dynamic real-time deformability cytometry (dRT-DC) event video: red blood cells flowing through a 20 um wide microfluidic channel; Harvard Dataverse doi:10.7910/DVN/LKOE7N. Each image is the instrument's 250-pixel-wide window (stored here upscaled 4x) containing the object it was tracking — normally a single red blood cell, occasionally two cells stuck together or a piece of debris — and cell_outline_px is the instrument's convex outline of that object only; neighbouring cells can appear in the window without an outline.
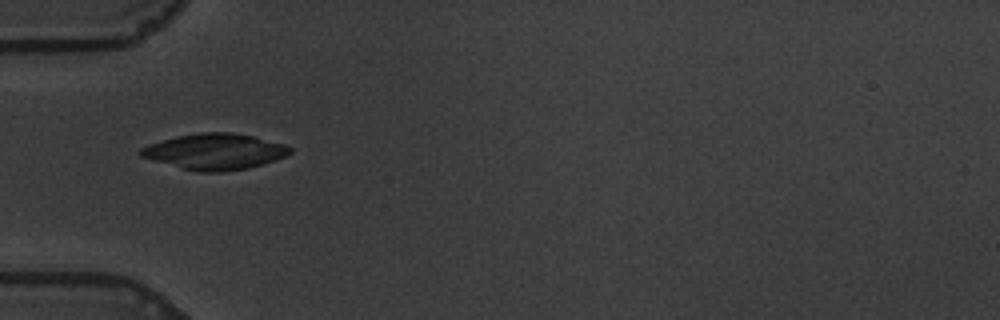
{"species": "common noctule bat (a hibernating species)", "species_latin": "Nyctalus noctula", "temperature_condition": "warm", "stored_images_in_passage": 39, "camera_frame_rate_fps": 3000, "um_per_image_px": 0.085, "animal": {"sex": "male", "body_mass_g": 19.5, "forearm_length_mm": 54.6}, "frame": {"image": 1, "passage_image": 1, "time_ms": 0.0, "image_size_px": [1000, 320], "cell_outline_px": [[292, 152], [284, 156], [248, 168], [220, 172], [196, 172], [140, 156], [136, 152], [140, 148], [176, 136], [200, 132], [232, 132], [252, 136], [288, 144], [292, 148]], "centroid_in_image_um": [18.27, 12.87], "position_along_channel_um": 66.7, "area_um2": 31.04}}
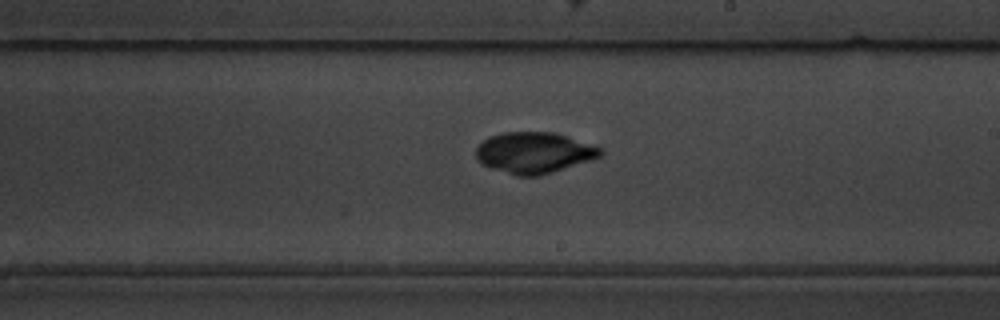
{"frame": {"image": 2, "passage_image": 16, "time_ms": 5.0, "image_size_px": [1000, 320], "cell_outline_px": [[604, 152], [600, 156], [592, 160], [540, 176], [516, 176], [492, 168], [476, 160], [476, 148], [488, 136], [504, 132], [552, 132], [604, 148]], "centroid_in_image_um": [45.41, 12.99], "position_along_channel_um": 243.6, "area_um2": 29.82}}
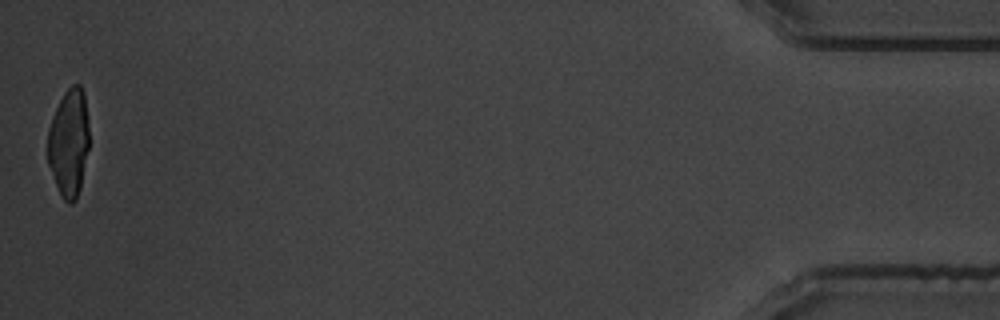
{"frame": {"image": 3, "passage_image": 39, "time_ms": 12.667, "image_size_px": [1000, 320], "cell_outline_px": [[88, 148], [80, 188], [76, 200], [72, 204], [68, 204], [60, 196], [48, 164], [48, 128], [52, 116], [64, 92], [72, 84], [80, 84], [84, 92], [88, 120]], "centroid_in_image_um": [5.85, 12.13], "position_along_channel_um": 429.4, "area_um2": 26.13}, "authors_computed_cell_mechanics": {"area_um2": 28.4954, "velocity_mm_per_s": 3.5654, "shape_relaxation_time_tau1_ms": 6.7781, "shape_relaxation_time_tau2_ms": 2.1248, "deformation_change_tau1": 0.2177, "deformation_change_tau2": 0.0426}}